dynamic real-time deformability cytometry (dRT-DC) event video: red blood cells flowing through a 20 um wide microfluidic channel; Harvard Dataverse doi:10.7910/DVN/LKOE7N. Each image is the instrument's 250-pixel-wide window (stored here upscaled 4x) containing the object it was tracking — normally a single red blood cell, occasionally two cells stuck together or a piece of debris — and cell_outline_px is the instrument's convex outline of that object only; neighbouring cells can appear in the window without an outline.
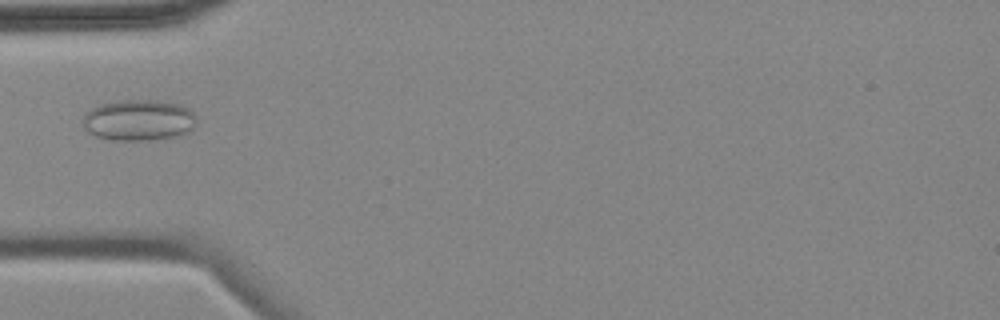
{"species": "common noctule bat (a hibernating species)", "species_latin": "Nyctalus noctula", "temperature_condition": "cold", "stored_images_in_passage": 2, "camera_frame_rate_fps": 3000, "um_per_image_px": 0.085, "animal": {"sex": "female", "body_mass_g": 18.4}, "frame": {"image": 1, "passage_image": 2, "time_ms": 1.0, "image_size_px": [1000, 320], "cell_outline_px": [[196, 124], [192, 132], [176, 136], [148, 140], [112, 140], [96, 136], [88, 132], [84, 128], [84, 112], [100, 104], [124, 100], [156, 100], [180, 104], [188, 108], [196, 116]], "centroid_in_image_um": [11.82, 10.21], "position_along_channel_um": 73.2, "area_um2": 27.4}}